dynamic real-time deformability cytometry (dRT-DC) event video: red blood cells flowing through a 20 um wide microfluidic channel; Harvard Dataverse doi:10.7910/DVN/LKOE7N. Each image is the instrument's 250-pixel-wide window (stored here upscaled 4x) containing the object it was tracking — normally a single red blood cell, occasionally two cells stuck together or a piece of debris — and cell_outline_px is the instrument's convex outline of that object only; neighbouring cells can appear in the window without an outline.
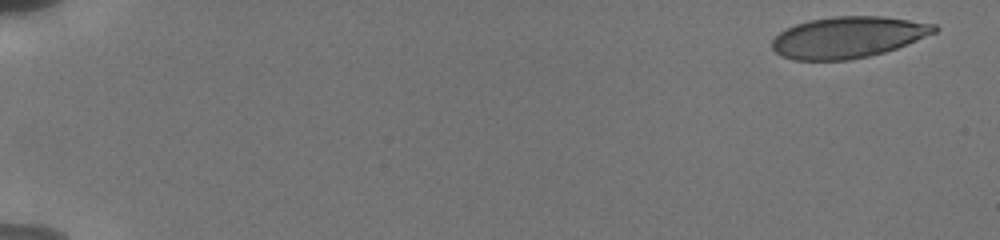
{"species": "human", "species_latin": "Homo sapiens", "temperature_condition": "cold", "stored_images_in_passage": 30, "camera_frame_rate_fps": 3000, "um_per_image_px": 0.085, "donor": {"sex": "male"}, "frame": {"image": 1, "passage_image": 1, "time_ms": 0.0, "image_size_px": [1000, 240], "cell_outline_px": [[940, 28], [936, 32], [908, 44], [884, 52], [868, 56], [848, 60], [796, 60], [780, 56], [772, 48], [772, 40], [780, 32], [796, 24], [808, 20], [836, 16], [884, 16], [936, 24]], "centroid_in_image_um": [72.1, 3.16], "position_along_channel_um": 12.9, "area_um2": 39.07}}
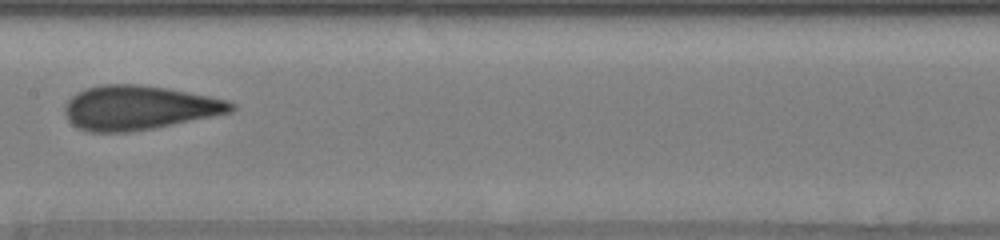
{"frame": {"image": 2, "passage_image": 15, "time_ms": 9.333, "image_size_px": [1000, 240], "cell_outline_px": [[236, 108], [232, 112], [152, 128], [128, 132], [88, 132], [72, 124], [68, 120], [64, 112], [64, 104], [72, 96], [88, 88], [104, 84], [136, 84], [168, 88], [228, 100], [236, 104]], "centroid_in_image_um": [11.8, 9.15], "position_along_channel_um": 195.6, "area_um2": 42.6}}
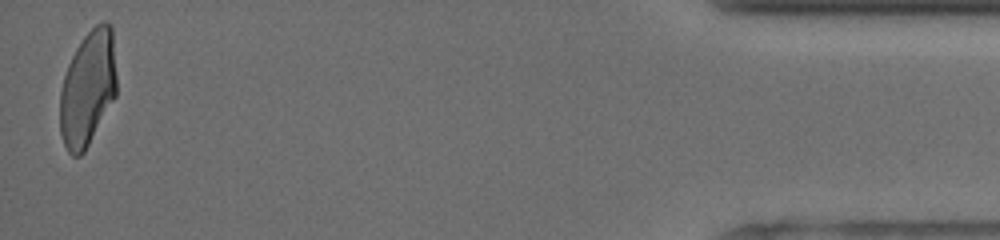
{"frame": {"image": 3, "passage_image": 30, "time_ms": 17.333, "image_size_px": [1000, 240], "cell_outline_px": [[116, 96], [84, 152], [80, 156], [72, 156], [68, 152], [64, 144], [60, 132], [60, 92], [64, 76], [68, 64], [76, 48], [84, 36], [96, 24], [104, 20], [108, 20], [112, 28], [116, 76]], "centroid_in_image_um": [7.46, 7.5], "position_along_channel_um": 427.7, "area_um2": 38.09}, "authors_computed_cell_mechanics": {"area_um2": 40.8068, "velocity_mm_per_s": 3.8224, "shape_relaxation_time_tau1_ms": 5.0952, "shape_relaxation_time_tau2_ms": 1.2104, "deformation_change_tau1": 0.1601, "deformation_change_tau2": 0.0652}}